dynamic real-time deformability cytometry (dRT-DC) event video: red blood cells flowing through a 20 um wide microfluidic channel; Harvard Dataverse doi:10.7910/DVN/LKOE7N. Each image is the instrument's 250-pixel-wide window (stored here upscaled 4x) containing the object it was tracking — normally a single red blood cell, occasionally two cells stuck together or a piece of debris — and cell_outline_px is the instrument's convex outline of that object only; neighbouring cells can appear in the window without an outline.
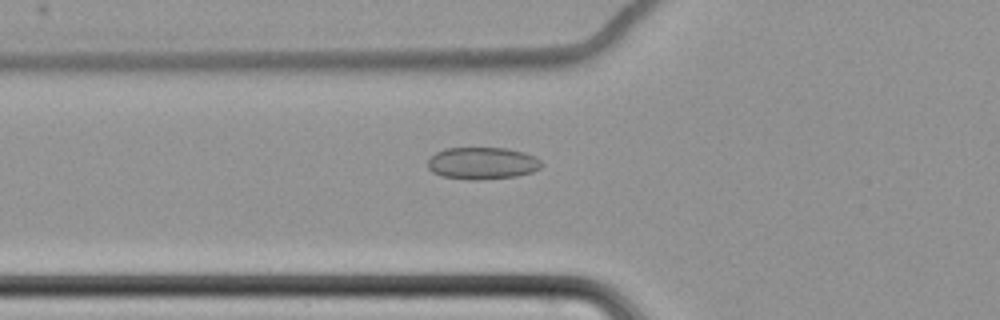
{"species": "common noctule bat (a hibernating species)", "species_latin": "Nyctalus noctula", "temperature_condition": "cold", "stored_images_in_passage": 61, "camera_frame_rate_fps": 3000, "um_per_image_px": 0.085, "animal": {"sex": "female", "body_mass_g": 22.7, "forearm_length_mm": 54.2}, "frame": {"image": 1, "passage_image": 24, "time_ms": 7.667, "image_size_px": [1000, 320], "cell_outline_px": [[540, 168], [532, 172], [516, 176], [476, 180], [468, 180], [440, 176], [432, 172], [428, 168], [428, 160], [436, 152], [444, 148], [504, 148], [524, 152], [536, 156], [540, 160]], "centroid_in_image_um": [40.97, 13.88], "position_along_channel_um": 84.8, "area_um2": 21.33}}
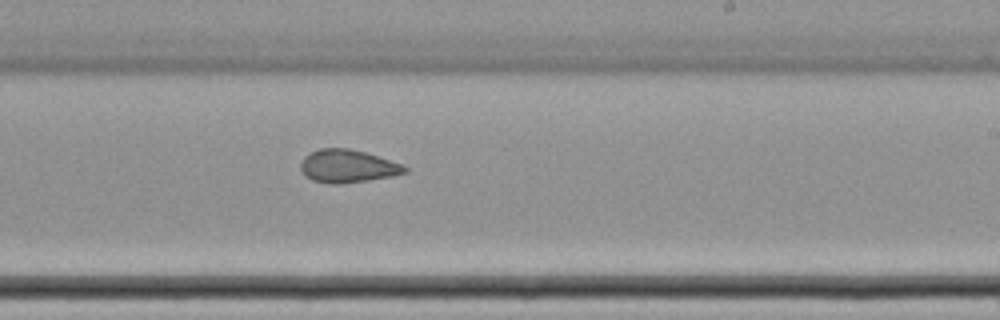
{"frame": {"image": 2, "passage_image": 39, "time_ms": 12.667, "image_size_px": [1000, 320], "cell_outline_px": [[408, 172], [392, 176], [368, 180], [340, 184], [332, 184], [312, 180], [304, 176], [300, 168], [300, 164], [304, 156], [320, 148], [348, 148], [364, 152], [404, 164], [408, 168]], "centroid_in_image_um": [29.55, 14.13], "position_along_channel_um": 259.4, "area_um2": 20.06}}
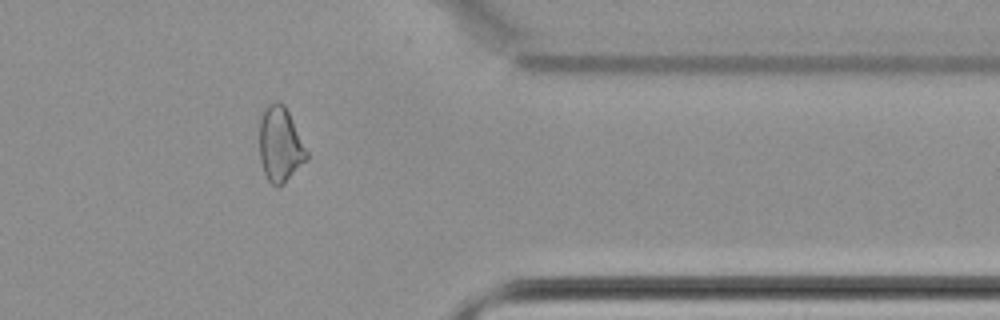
{"frame": {"image": 3, "passage_image": 51, "time_ms": 16.667, "image_size_px": [1000, 320], "cell_outline_px": [[308, 160], [284, 184], [276, 188], [268, 180], [264, 172], [260, 160], [260, 120], [268, 104], [276, 100], [280, 100], [284, 104], [308, 152]], "centroid_in_image_um": [23.83, 12.31], "position_along_channel_um": 387.6, "area_um2": 20.69}, "authors_computed_cell_mechanics": {"area_um2": 22.1952, "velocity_mm_per_s": 3.4942, "shape_relaxation_time_tau1_ms": null, "shape_relaxation_time_tau2_ms": 5.0621, "deformation_change_tau1": null, "deformation_change_tau2": 0.1034}}